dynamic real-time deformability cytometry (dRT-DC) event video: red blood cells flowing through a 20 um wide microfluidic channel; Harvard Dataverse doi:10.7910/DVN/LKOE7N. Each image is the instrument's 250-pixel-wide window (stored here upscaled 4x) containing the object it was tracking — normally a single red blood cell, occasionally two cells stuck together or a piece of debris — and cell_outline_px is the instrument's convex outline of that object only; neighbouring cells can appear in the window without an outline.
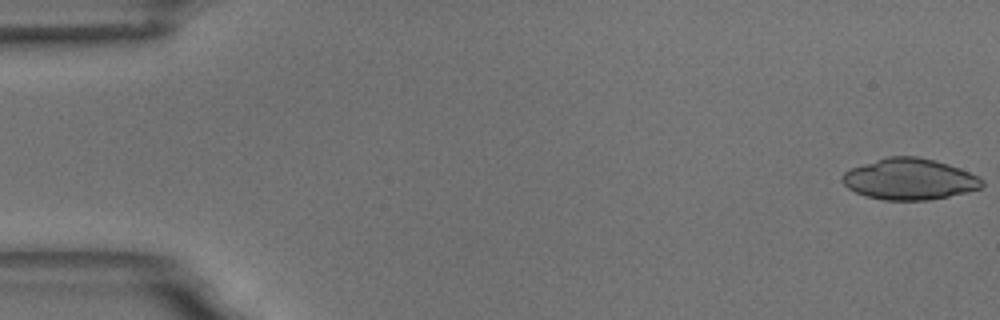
{"species": "common noctule bat (a hibernating species)", "species_latin": "Nyctalus noctula", "temperature_condition": "room temperature", "stored_images_in_passage": 55, "camera_frame_rate_fps": 3000, "um_per_image_px": 0.085, "animal": {"sex": "male", "body_mass_g": 18.8}, "frame": {"image": 1, "passage_image": 1, "time_ms": 0.0, "image_size_px": [1000, 320], "cell_outline_px": [[984, 184], [980, 188], [968, 192], [928, 200], [884, 200], [864, 196], [848, 188], [840, 180], [844, 172], [852, 168], [888, 156], [916, 156], [936, 160], [960, 168], [984, 180]], "centroid_in_image_um": [77.3, 15.23], "position_along_channel_um": 7.7, "area_um2": 33.47}}